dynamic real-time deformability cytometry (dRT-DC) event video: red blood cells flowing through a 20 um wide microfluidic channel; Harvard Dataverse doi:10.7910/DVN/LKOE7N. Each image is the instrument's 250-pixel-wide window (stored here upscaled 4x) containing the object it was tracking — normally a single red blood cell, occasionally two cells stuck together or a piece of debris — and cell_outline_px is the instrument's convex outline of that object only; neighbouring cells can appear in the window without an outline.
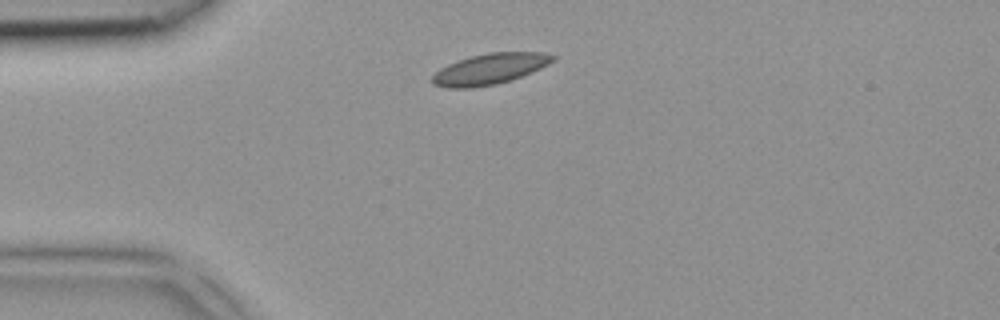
{"species": "common noctule bat (a hibernating species)", "species_latin": "Nyctalus noctula", "temperature_condition": "room temperature", "stored_images_in_passage": 3, "camera_frame_rate_fps": 3000, "um_per_image_px": 0.085, "animal": {"sex": "female", "body_mass_g": 18.4}, "frame": {"image": 1, "passage_image": 1, "time_ms": 0.0, "image_size_px": [1000, 320], "cell_outline_px": [[560, 56], [556, 60], [532, 72], [496, 84], [472, 88], [448, 88], [432, 84], [432, 76], [440, 68], [456, 60], [488, 52], [544, 52]], "centroid_in_image_um": [41.65, 5.85], "position_along_channel_um": 43.3, "area_um2": 21.73}}